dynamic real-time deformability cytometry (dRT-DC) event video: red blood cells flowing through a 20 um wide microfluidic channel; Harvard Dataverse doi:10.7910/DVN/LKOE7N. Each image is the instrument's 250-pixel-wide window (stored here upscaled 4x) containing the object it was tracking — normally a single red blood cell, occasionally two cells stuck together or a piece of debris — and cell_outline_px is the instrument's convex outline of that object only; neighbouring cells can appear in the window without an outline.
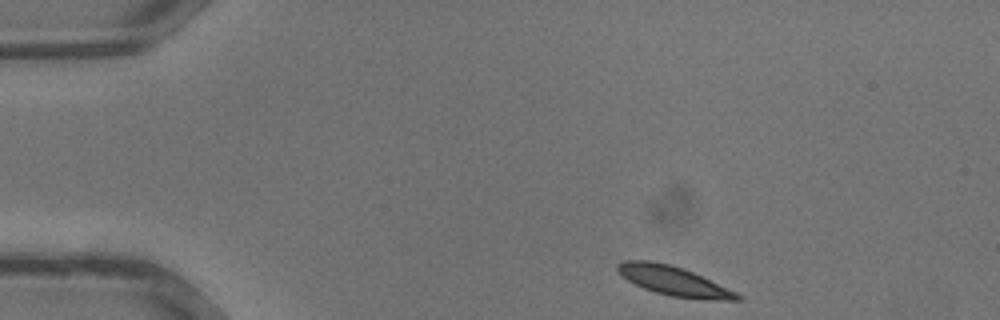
{"species": "common noctule bat (a hibernating species)", "species_latin": "Nyctalus noctula", "temperature_condition": "warm", "stored_images_in_passage": 31, "camera_frame_rate_fps": 3000, "um_per_image_px": 0.085, "animal": {"sex": "male", "body_mass_g": 13.3}, "frame": {"image": 1, "passage_image": 1, "time_ms": 0.0, "image_size_px": [1000, 320], "cell_outline_px": [[744, 300], [704, 300], [672, 296], [656, 292], [644, 288], [628, 280], [616, 268], [616, 264], [624, 260], [652, 260], [684, 268], [736, 292], [744, 296]], "centroid_in_image_um": [57.31, 23.88], "position_along_channel_um": 27.7, "area_um2": 20.35}}
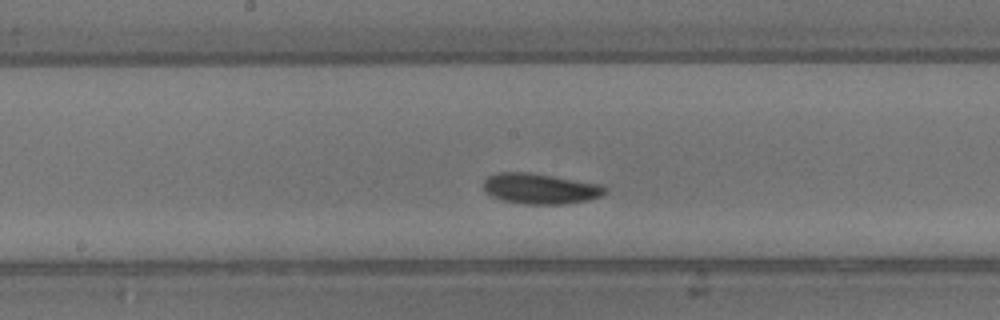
{"frame": {"image": 2, "passage_image": 14, "time_ms": 4.333, "image_size_px": [1000, 320], "cell_outline_px": [[608, 192], [600, 196], [588, 200], [568, 204], [524, 204], [504, 200], [492, 196], [484, 188], [484, 180], [488, 176], [496, 172], [532, 172], [604, 184], [608, 188]], "centroid_in_image_um": [46.0, 16.02], "position_along_channel_um": 202.2, "area_um2": 21.96}}
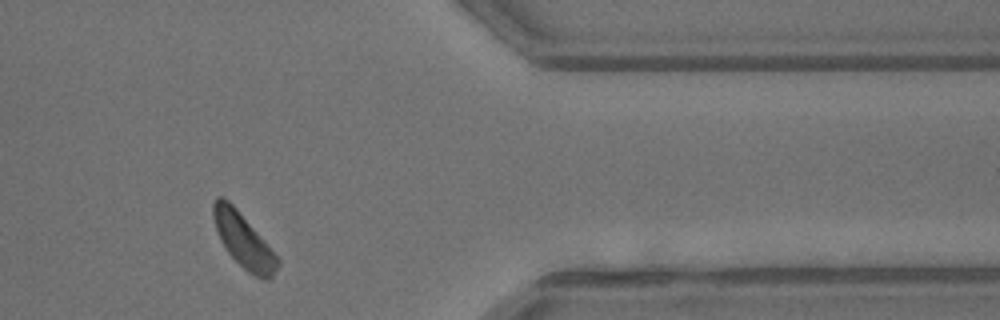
{"frame": {"image": 3, "passage_image": 25, "time_ms": 8.0, "image_size_px": [1000, 320], "cell_outline_px": [[280, 264], [272, 276], [268, 280], [264, 280], [248, 272], [228, 252], [220, 240], [212, 216], [212, 204], [216, 196], [220, 196], [228, 200], [236, 208], [280, 260]], "centroid_in_image_um": [20.67, 20.44], "position_along_channel_um": 390.7, "area_um2": 19.83}}